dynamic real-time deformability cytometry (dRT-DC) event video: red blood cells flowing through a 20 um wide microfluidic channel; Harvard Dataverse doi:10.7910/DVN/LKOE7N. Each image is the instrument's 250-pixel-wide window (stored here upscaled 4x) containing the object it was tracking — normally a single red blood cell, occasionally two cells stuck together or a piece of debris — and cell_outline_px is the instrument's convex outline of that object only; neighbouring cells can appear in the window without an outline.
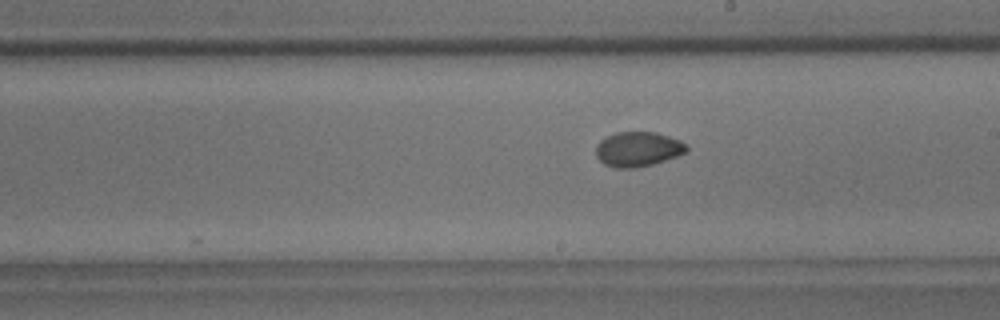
{"species": "common noctule bat (a hibernating species)", "species_latin": "Nyctalus noctula", "temperature_condition": "room temperature", "stored_images_in_passage": 10, "segment_of_instrument_passage": [2, 2], "camera_frame_rate_fps": 3000, "um_per_image_px": 0.085, "animal": {"sex": "male", "body_mass_g": 18.8}, "frame": {"image": 1, "passage_image": 10, "time_ms": 3.0, "image_size_px": [1000, 320], "cell_outline_px": [[688, 152], [652, 164], [636, 168], [616, 168], [604, 164], [596, 156], [596, 144], [600, 140], [616, 132], [656, 132], [680, 140], [688, 148]], "centroid_in_image_um": [54.21, 12.68], "position_along_channel_um": 234.8, "area_um2": 18.32}}